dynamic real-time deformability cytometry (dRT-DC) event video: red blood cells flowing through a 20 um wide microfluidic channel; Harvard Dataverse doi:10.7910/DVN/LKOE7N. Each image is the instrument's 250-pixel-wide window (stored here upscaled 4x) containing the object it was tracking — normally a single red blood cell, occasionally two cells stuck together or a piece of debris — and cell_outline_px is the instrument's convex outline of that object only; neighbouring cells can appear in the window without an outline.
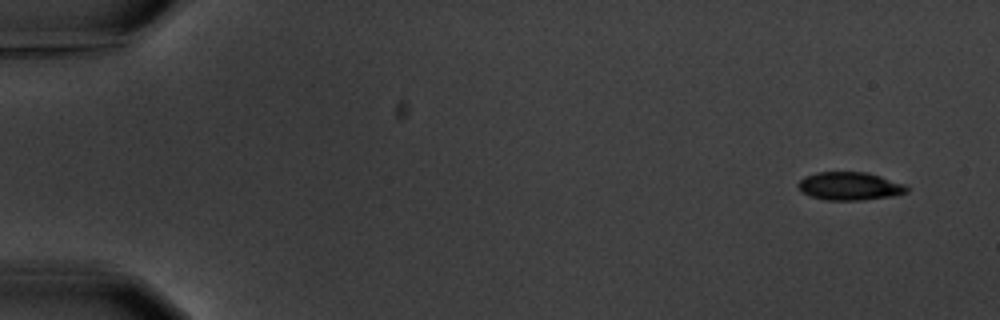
{"species": "common noctule bat (a hibernating species)", "species_latin": "Nyctalus noctula", "temperature_condition": "warm", "stored_images_in_passage": 5, "camera_frame_rate_fps": 3000, "um_per_image_px": 0.085, "animal": {"sex": "male", "body_mass_g": 20.1, "forearm_length_mm": 53.5}, "frame": {"image": 1, "passage_image": 1, "time_ms": 0.0, "image_size_px": [1000, 320], "cell_outline_px": [[908, 192], [892, 196], [860, 200], [828, 200], [812, 196], [804, 192], [796, 184], [804, 176], [816, 172], [868, 172], [908, 184]], "centroid_in_image_um": [72.28, 15.8], "position_along_channel_um": 12.7, "area_um2": 17.86}}